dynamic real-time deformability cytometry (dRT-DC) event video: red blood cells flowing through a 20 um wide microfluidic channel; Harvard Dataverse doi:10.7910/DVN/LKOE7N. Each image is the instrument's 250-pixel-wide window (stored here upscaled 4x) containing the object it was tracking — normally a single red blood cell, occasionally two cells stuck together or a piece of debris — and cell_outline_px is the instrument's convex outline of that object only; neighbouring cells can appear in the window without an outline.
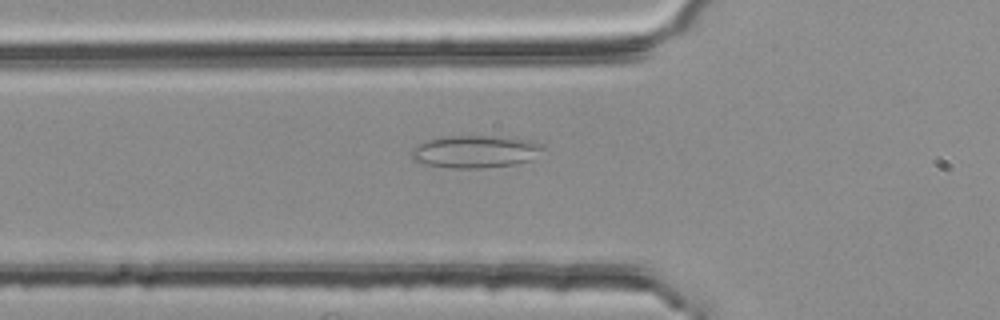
{"species": "common noctule bat (a hibernating species)", "species_latin": "Nyctalus noctula", "temperature_condition": "room temperature", "stored_images_in_passage": 52, "camera_frame_rate_fps": 3000, "um_per_image_px": 0.085, "animal": {"sex": "female", "body_mass_g": 25.1}, "frame": {"image": 1, "passage_image": 19, "time_ms": 6.0, "image_size_px": [1000, 320], "cell_outline_px": [[544, 148], [528, 160], [516, 164], [480, 168], [452, 168], [424, 164], [412, 160], [412, 148], [428, 140], [448, 136], [496, 136], [528, 140], [544, 144]], "centroid_in_image_um": [40.37, 12.89], "position_along_channel_um": 85.4, "area_um2": 24.57}}
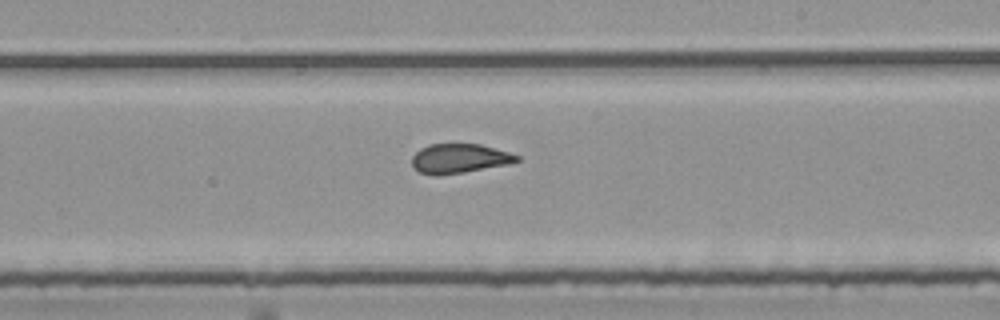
{"frame": {"image": 2, "passage_image": 32, "time_ms": 10.333, "image_size_px": [1000, 320], "cell_outline_px": [[520, 160], [508, 164], [464, 172], [436, 176], [420, 172], [412, 164], [412, 156], [420, 148], [428, 144], [480, 144], [508, 152], [520, 156]], "centroid_in_image_um": [39.03, 13.47], "position_along_channel_um": 250.0, "area_um2": 17.86}}
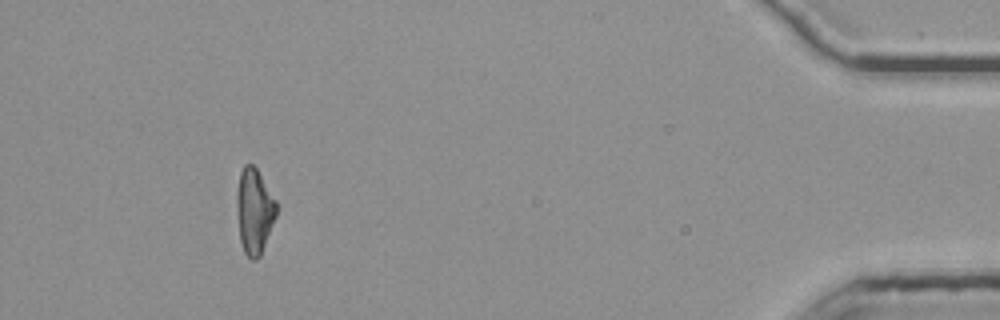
{"frame": {"image": 3, "passage_image": 52, "time_ms": 17.0, "image_size_px": [1000, 320], "cell_outline_px": [[276, 216], [260, 256], [256, 260], [252, 260], [244, 252], [240, 240], [236, 212], [236, 192], [240, 172], [244, 164], [252, 164], [256, 168], [276, 200]], "centroid_in_image_um": [21.59, 17.93], "position_along_channel_um": 413.6, "area_um2": 19.71}, "authors_computed_cell_mechanics": {"area_um2": 19.2474, "velocity_mm_per_s": 3.7832, "shape_relaxation_time_tau1_ms": null, "shape_relaxation_time_tau2_ms": 1.4647, "deformation_change_tau1": null, "deformation_change_tau2": 0.0942}}